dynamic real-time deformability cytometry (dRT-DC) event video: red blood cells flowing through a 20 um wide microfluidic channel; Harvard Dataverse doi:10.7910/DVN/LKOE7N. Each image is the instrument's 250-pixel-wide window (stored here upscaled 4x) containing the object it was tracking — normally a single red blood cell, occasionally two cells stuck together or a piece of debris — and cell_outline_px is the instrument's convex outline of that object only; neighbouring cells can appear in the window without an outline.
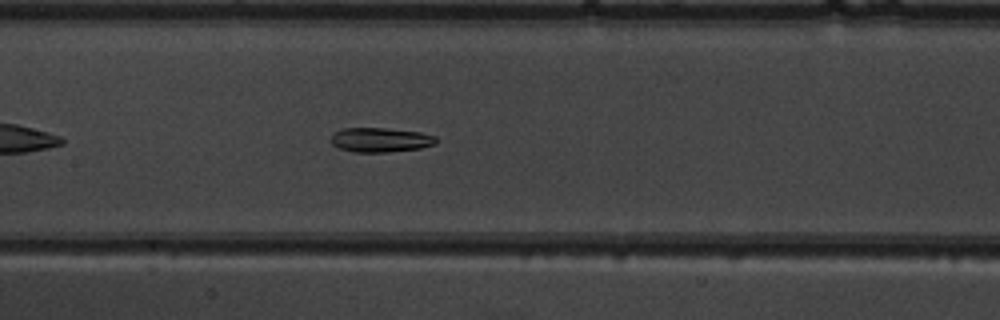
{"species": "common noctule bat (a hibernating species)", "species_latin": "Nyctalus noctula", "temperature_condition": "warm", "stored_images_in_passage": 33, "camera_frame_rate_fps": 3000, "um_per_image_px": 0.085, "animal": {"sex": "male", "body_mass_g": 19.5, "forearm_length_mm": 54.6}, "frame": {"image": 1, "passage_image": 12, "time_ms": 3.667, "image_size_px": [1000, 320], "cell_outline_px": [[436, 144], [420, 148], [384, 152], [352, 152], [340, 148], [332, 144], [332, 132], [344, 128], [384, 128], [420, 132], [436, 136]], "centroid_in_image_um": [32.33, 11.88], "position_along_channel_um": 175.1, "area_um2": 14.91}}
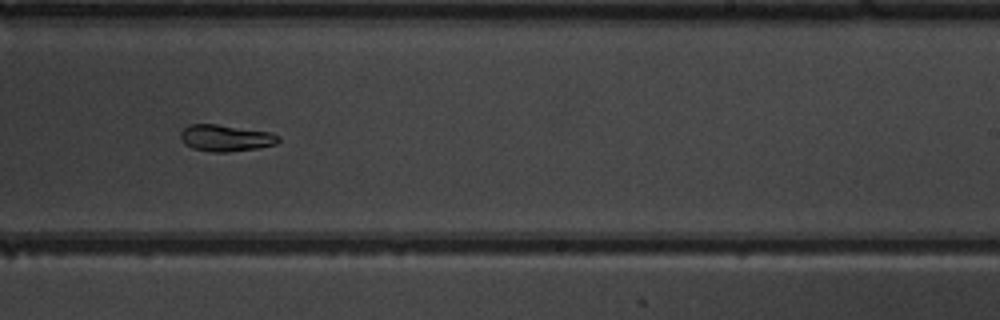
{"frame": {"image": 2, "passage_image": 19, "time_ms": 6.0, "image_size_px": [1000, 320], "cell_outline_px": [[280, 140], [276, 144], [260, 148], [228, 152], [212, 152], [192, 148], [184, 144], [180, 136], [180, 132], [188, 124], [216, 124], [272, 132], [280, 136]], "centroid_in_image_um": [19.2, 11.73], "position_along_channel_um": 269.8, "area_um2": 15.37}}
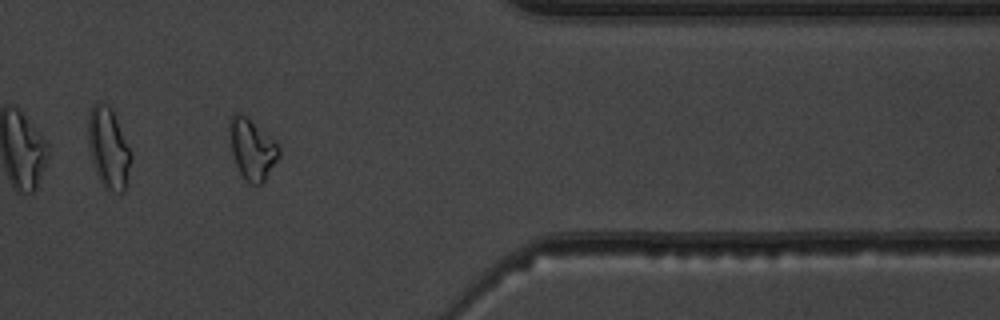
{"frame": {"image": 3, "passage_image": 29, "time_ms": 9.333, "image_size_px": [1000, 320], "cell_outline_px": [[280, 156], [264, 180], [260, 184], [248, 184], [244, 180], [236, 164], [232, 152], [228, 132], [228, 124], [232, 112], [240, 112], [272, 140], [280, 148]], "centroid_in_image_um": [21.38, 12.68], "position_along_channel_um": 390.0, "area_um2": 17.17}}